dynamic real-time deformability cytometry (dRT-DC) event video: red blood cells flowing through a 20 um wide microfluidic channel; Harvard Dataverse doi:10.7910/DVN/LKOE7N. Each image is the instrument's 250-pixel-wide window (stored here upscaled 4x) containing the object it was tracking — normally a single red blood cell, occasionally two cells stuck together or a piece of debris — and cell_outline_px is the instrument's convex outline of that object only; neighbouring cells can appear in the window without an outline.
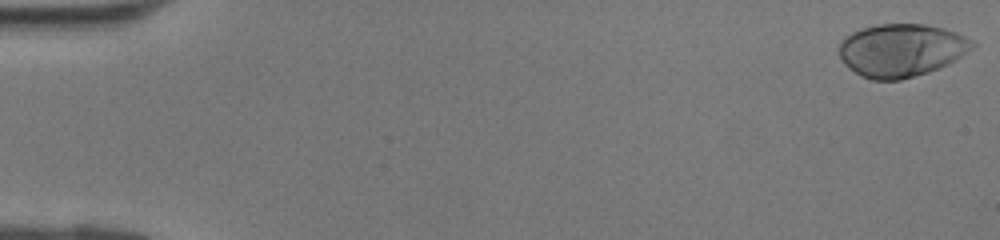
{"species": "human", "species_latin": "Homo sapiens", "temperature_condition": "room temperature", "stored_images_in_passage": 42, "camera_frame_rate_fps": 3000, "um_per_image_px": 0.085, "donor": {"sex": "female"}, "frame": {"image": 1, "passage_image": 1, "time_ms": 0.0, "image_size_px": [1000, 240], "cell_outline_px": [[976, 44], [972, 48], [948, 64], [928, 72], [900, 80], [872, 80], [860, 76], [844, 64], [840, 56], [840, 40], [852, 32], [860, 28], [880, 24], [924, 24], [944, 28], [956, 32], [972, 40]], "centroid_in_image_um": [76.59, 4.26], "position_along_channel_um": 8.4, "area_um2": 41.04}}
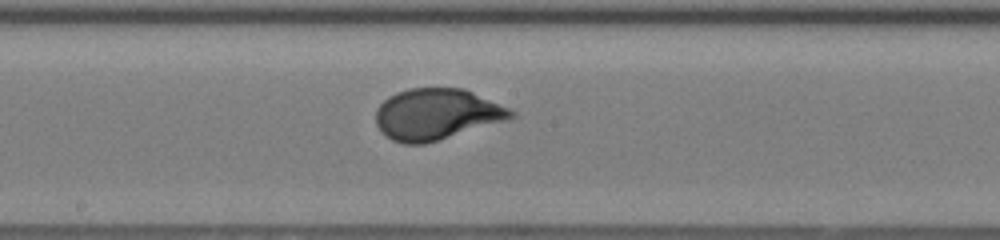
{"frame": {"image": 2, "passage_image": 23, "time_ms": 7.333, "image_size_px": [1000, 240], "cell_outline_px": [[516, 116], [508, 120], [424, 144], [404, 144], [392, 140], [384, 136], [380, 132], [376, 124], [376, 108], [388, 96], [396, 92], [408, 88], [464, 88], [508, 108], [516, 112]], "centroid_in_image_um": [37.07, 9.71], "position_along_channel_um": 211.1, "area_um2": 40.4}}
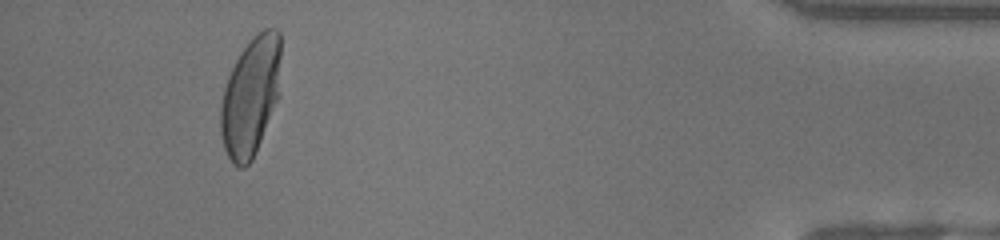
{"frame": {"image": 3, "passage_image": 39, "time_ms": 12.667, "image_size_px": [1000, 240], "cell_outline_px": [[280, 56], [276, 100], [256, 152], [252, 160], [244, 168], [240, 168], [232, 164], [224, 148], [220, 132], [220, 104], [224, 88], [228, 76], [240, 52], [264, 28], [276, 28], [280, 32]], "centroid_in_image_um": [21.26, 8.23], "position_along_channel_um": 413.9, "area_um2": 41.04}}